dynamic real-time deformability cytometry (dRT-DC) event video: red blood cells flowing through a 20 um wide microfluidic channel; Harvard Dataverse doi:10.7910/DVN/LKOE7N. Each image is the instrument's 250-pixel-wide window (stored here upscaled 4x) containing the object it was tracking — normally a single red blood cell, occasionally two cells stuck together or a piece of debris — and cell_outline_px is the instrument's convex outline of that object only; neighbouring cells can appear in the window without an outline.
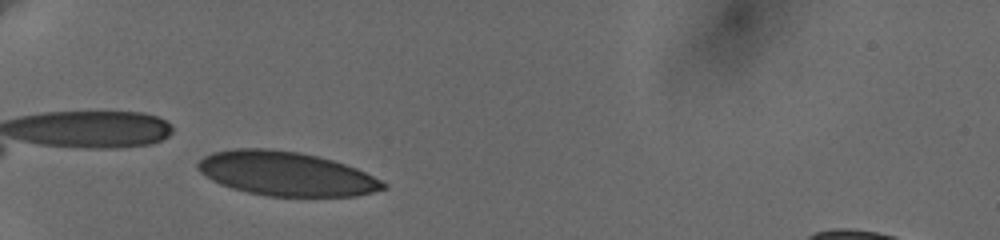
{"species": "human", "species_latin": "Homo sapiens", "temperature_condition": "cold", "stored_images_in_passage": 4, "camera_frame_rate_fps": 3000, "um_per_image_px": 0.085, "donor": {"sex": "female"}, "frame": {"image": 1, "passage_image": 1, "time_ms": 0.0, "image_size_px": [1000, 240], "cell_outline_px": [[388, 188], [356, 196], [268, 196], [248, 192], [232, 188], [220, 184], [212, 180], [200, 172], [196, 168], [196, 164], [204, 156], [212, 152], [232, 148], [268, 148], [300, 152], [332, 160], [356, 168], [388, 184]], "centroid_in_image_um": [24.28, 14.76], "position_along_channel_um": 60.7, "area_um2": 47.63}}
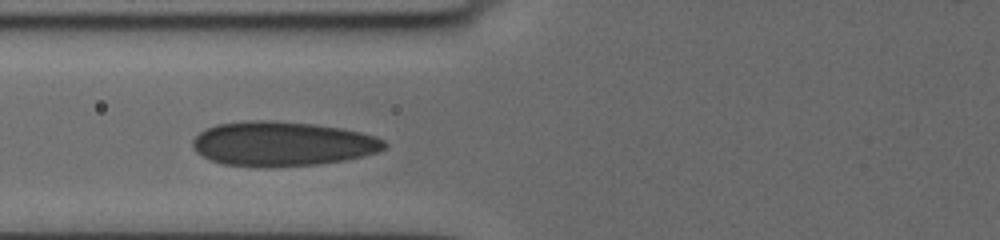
{"frame": {"image": 2, "passage_image": 3, "time_ms": 1.667, "image_size_px": [1000, 240], "cell_outline_px": [[388, 144], [384, 148], [376, 152], [364, 156], [344, 160], [320, 164], [268, 168], [260, 168], [224, 164], [212, 160], [196, 152], [192, 148], [192, 140], [200, 132], [216, 124], [248, 120], [272, 120], [316, 124], [340, 128], [360, 132], [376, 136], [384, 140]], "centroid_in_image_um": [23.99, 12.23], "position_along_channel_um": 101.8, "area_um2": 50.17}}